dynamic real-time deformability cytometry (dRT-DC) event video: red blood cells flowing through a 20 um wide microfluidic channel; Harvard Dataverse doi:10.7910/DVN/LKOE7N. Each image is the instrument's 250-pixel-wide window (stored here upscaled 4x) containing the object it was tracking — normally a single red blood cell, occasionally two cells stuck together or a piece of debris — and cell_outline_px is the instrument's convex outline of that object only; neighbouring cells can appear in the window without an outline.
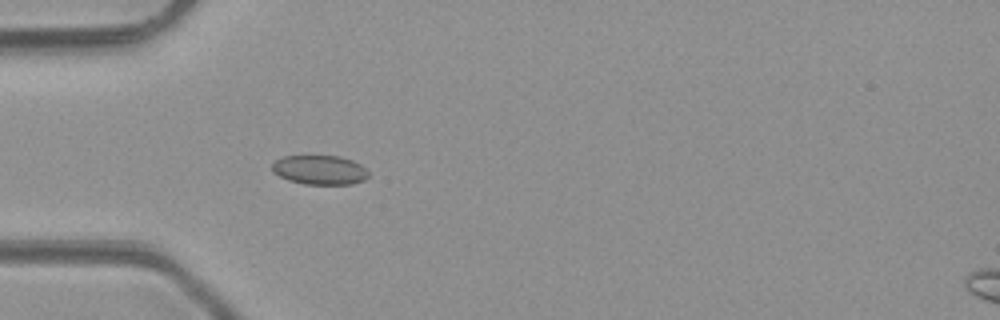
{"species": "common noctule bat (a hibernating species)", "species_latin": "Nyctalus noctula", "temperature_condition": "room temperature", "stored_images_in_passage": 4, "camera_frame_rate_fps": 3000, "um_per_image_px": 0.085, "animal": {"sex": "male", "body_mass_g": 23.1, "forearm_length_mm": 52.7}, "frame": {"image": 1, "passage_image": 4, "time_ms": 4.333, "image_size_px": [1000, 320], "cell_outline_px": [[368, 176], [364, 180], [352, 184], [304, 184], [288, 180], [272, 172], [272, 164], [276, 160], [284, 156], [340, 156], [352, 160], [360, 164], [368, 172]], "centroid_in_image_um": [27.17, 14.44], "position_along_channel_um": 57.8, "area_um2": 16.42}}